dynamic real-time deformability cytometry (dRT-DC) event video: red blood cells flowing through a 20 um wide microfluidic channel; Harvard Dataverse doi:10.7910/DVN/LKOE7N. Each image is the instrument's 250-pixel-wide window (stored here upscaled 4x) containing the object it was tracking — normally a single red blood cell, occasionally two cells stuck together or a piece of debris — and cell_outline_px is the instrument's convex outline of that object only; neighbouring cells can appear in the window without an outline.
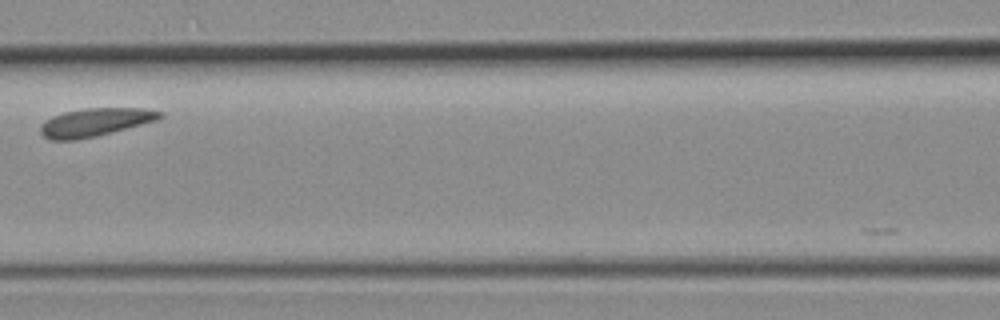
{"species": "common noctule bat (a hibernating species)", "species_latin": "Nyctalus noctula", "temperature_condition": "room temperature", "stored_images_in_passage": 5, "camera_frame_rate_fps": 3000, "um_per_image_px": 0.085, "animal": {"sex": "female", "body_mass_g": 19.3, "forearm_length_mm": 54.1}, "frame": {"image": 1, "passage_image": 5, "time_ms": 1.333, "image_size_px": [1000, 320], "cell_outline_px": [[164, 116], [156, 120], [112, 132], [96, 136], [76, 140], [48, 140], [40, 132], [40, 124], [44, 120], [52, 116], [64, 112], [84, 108], [144, 108], [164, 112]], "centroid_in_image_um": [8.05, 10.39], "position_along_channel_um": 158.5, "area_um2": 19.65}}